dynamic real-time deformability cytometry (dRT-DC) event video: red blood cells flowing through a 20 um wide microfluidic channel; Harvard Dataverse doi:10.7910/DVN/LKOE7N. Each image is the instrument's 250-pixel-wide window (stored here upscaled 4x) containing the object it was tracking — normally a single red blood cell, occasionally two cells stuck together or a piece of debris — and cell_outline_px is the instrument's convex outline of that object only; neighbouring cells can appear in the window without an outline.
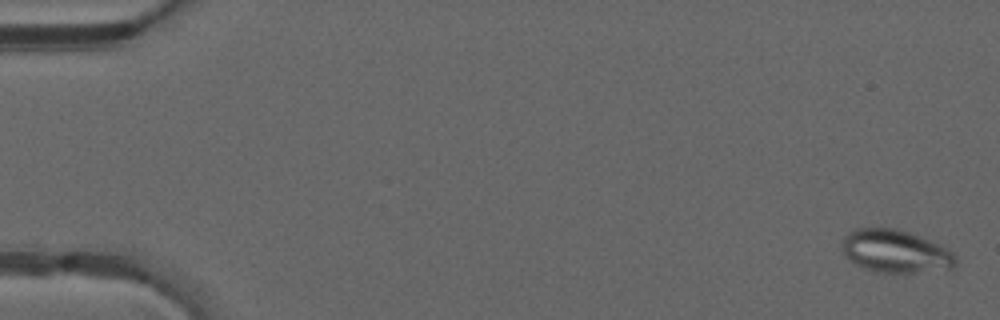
{"species": "common noctule bat (a hibernating species)", "species_latin": "Nyctalus noctula", "temperature_condition": "warm", "stored_images_in_passage": 50, "camera_frame_rate_fps": 3000, "um_per_image_px": 0.085, "animal": {"sex": "male", "forearm_length_mm": 52.5}, "frame": {"image": 1, "passage_image": 1, "time_ms": 0.0, "image_size_px": [1000, 320], "cell_outline_px": [[956, 264], [952, 268], [912, 272], [880, 272], [864, 268], [856, 264], [844, 252], [844, 236], [848, 232], [856, 228], [896, 228], [920, 236], [940, 244], [952, 252], [956, 256]], "centroid_in_image_um": [76.14, 21.34], "position_along_channel_um": 8.9, "area_um2": 27.86}}
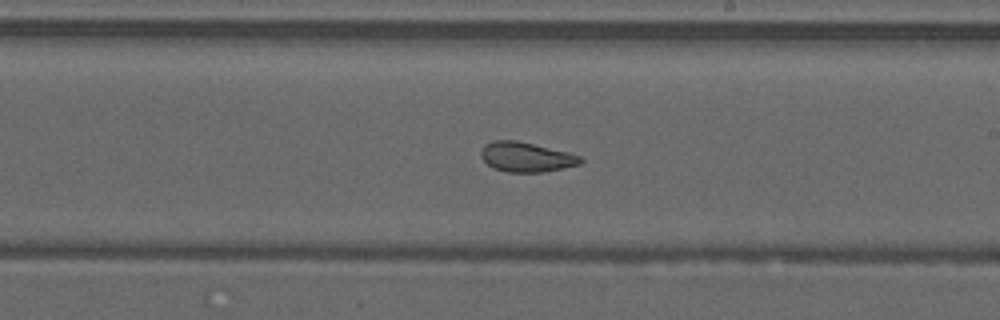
{"frame": {"image": 2, "passage_image": 29, "time_ms": 9.333, "image_size_px": [1000, 320], "cell_outline_px": [[584, 160], [580, 164], [544, 172], [508, 172], [492, 168], [480, 156], [480, 152], [484, 144], [492, 140], [516, 140], [568, 152], [580, 156]], "centroid_in_image_um": [44.7, 13.34], "position_along_channel_um": 244.3, "area_um2": 17.28}}
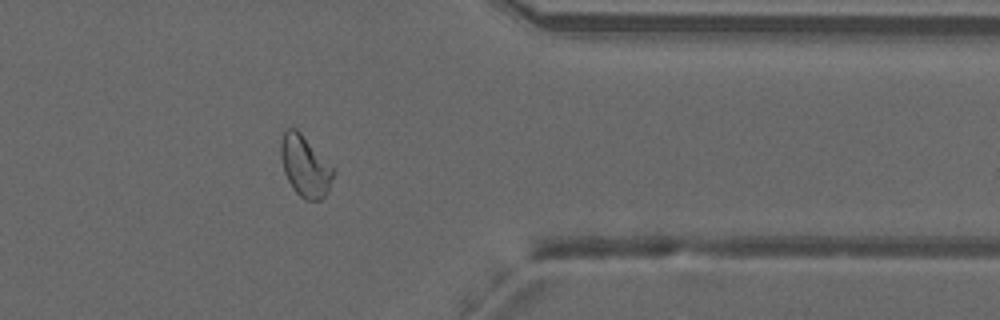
{"frame": {"image": 3, "passage_image": 40, "time_ms": 13.0, "image_size_px": [1000, 320], "cell_outline_px": [[336, 172], [328, 192], [320, 200], [304, 200], [292, 188], [284, 172], [280, 156], [280, 140], [284, 132], [288, 128], [296, 128], [300, 132]], "centroid_in_image_um": [25.91, 14.14], "position_along_channel_um": 385.5, "area_um2": 18.55}, "authors_computed_cell_mechanics": {"area_um2": 19.7387, "velocity_mm_per_s": 4.1862, "shape_relaxation_time_tau1_ms": null, "shape_relaxation_time_tau2_ms": 1.1038, "deformation_change_tau1": null, "deformation_change_tau2": 0.0806}}